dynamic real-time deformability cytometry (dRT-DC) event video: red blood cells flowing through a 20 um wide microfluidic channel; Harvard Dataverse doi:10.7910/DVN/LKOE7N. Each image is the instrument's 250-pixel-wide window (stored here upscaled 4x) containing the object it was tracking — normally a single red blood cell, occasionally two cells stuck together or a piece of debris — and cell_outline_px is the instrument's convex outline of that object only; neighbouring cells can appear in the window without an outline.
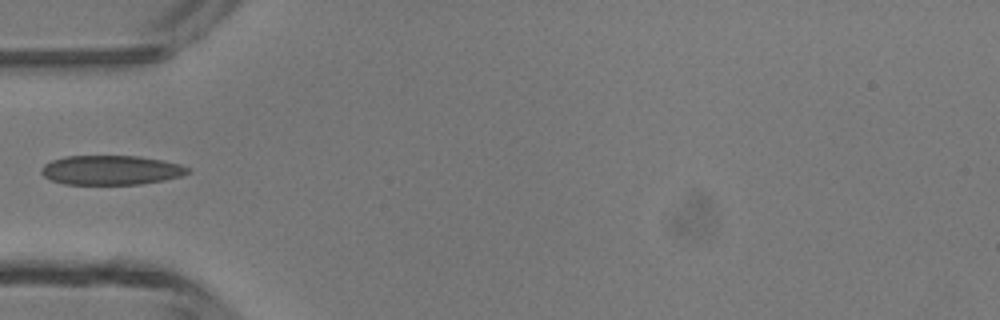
{"species": "common noctule bat (a hibernating species)", "species_latin": "Nyctalus noctula", "temperature_condition": "room temperature", "stored_images_in_passage": 2, "camera_frame_rate_fps": 3000, "um_per_image_px": 0.085, "animal": {"sex": "male", "body_mass_g": 13.3}, "frame": {"image": 1, "passage_image": 2, "time_ms": 1.333, "image_size_px": [1000, 320], "cell_outline_px": [[188, 172], [180, 176], [164, 180], [140, 184], [64, 184], [52, 180], [44, 176], [40, 172], [40, 168], [44, 164], [52, 160], [64, 156], [140, 156], [164, 160], [180, 164], [188, 168]], "centroid_in_image_um": [9.4, 14.45], "position_along_channel_um": 75.6, "area_um2": 25.09}}